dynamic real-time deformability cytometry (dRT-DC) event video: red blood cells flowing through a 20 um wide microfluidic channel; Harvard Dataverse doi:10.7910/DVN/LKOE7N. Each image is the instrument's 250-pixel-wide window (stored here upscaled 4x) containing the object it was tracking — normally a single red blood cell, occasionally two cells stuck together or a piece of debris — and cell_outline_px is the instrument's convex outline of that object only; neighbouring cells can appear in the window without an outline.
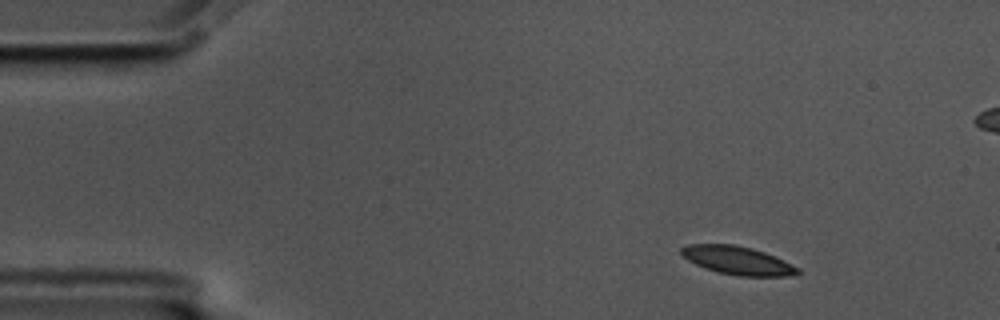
{"species": "common noctule bat (a hibernating species)", "species_latin": "Nyctalus noctula", "temperature_condition": "cold", "stored_images_in_passage": 53, "segment_of_instrument_passage": [1, 2], "camera_frame_rate_fps": 3000, "um_per_image_px": 0.085, "animal": {"sex": "male", "body_mass_g": 17.5, "forearm_length_mm": 52.3}, "frame": {"image": 1, "passage_image": 1, "time_ms": 0.0, "image_size_px": [1000, 320], "cell_outline_px": [[800, 272], [788, 276], [740, 276], [720, 272], [696, 264], [680, 256], [680, 248], [688, 244], [736, 244], [752, 248], [764, 252], [800, 268]], "centroid_in_image_um": [62.66, 22.12], "position_along_channel_um": 22.3, "area_um2": 19.02}}
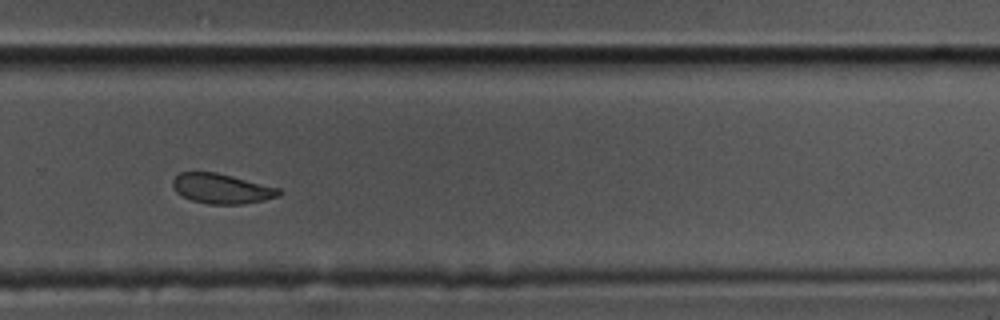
{"frame": {"image": 2, "passage_image": 33, "time_ms": 10.667, "image_size_px": [1000, 320], "cell_outline_px": [[284, 192], [280, 196], [264, 200], [244, 204], [208, 204], [192, 200], [176, 192], [172, 188], [172, 180], [180, 172], [216, 172], [280, 188]], "centroid_in_image_um": [18.86, 16.03], "position_along_channel_um": 310.9, "area_um2": 18.61}}
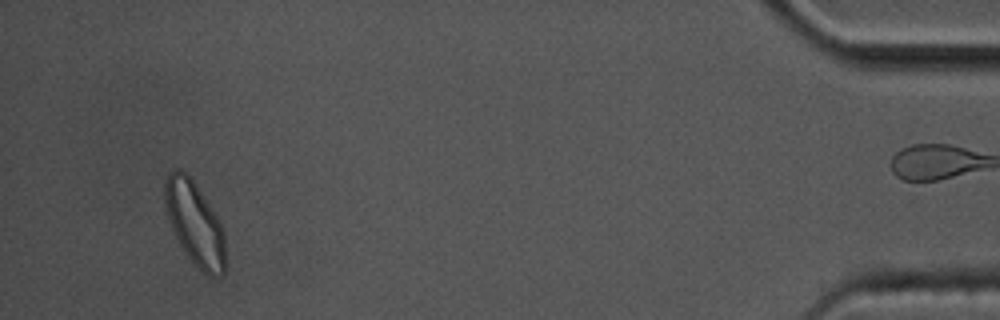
{"frame": {"image": 3, "passage_image": 49, "time_ms": 16.0, "image_size_px": [1000, 320], "cell_outline_px": [[224, 276], [208, 276], [188, 256], [180, 244], [172, 228], [164, 204], [164, 180], [168, 172], [176, 168], [180, 168], [192, 180], [216, 216], [224, 232]], "centroid_in_image_um": [16.52, 18.96], "position_along_channel_um": 418.7, "area_um2": 28.78}}